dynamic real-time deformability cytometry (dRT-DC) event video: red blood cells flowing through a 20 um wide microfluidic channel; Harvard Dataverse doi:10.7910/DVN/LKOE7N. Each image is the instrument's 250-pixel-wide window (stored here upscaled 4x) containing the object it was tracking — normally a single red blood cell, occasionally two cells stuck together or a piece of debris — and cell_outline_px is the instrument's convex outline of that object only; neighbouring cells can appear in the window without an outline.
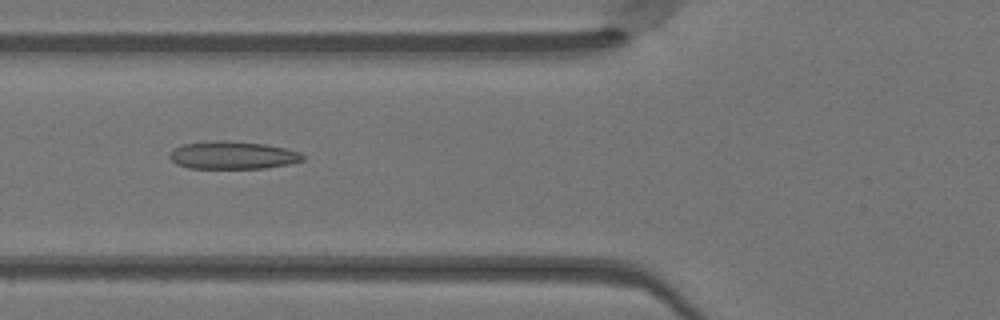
{"species": "Egyptian fruit bat (a non-hibernating species)", "species_latin": "Rousettus aegyptiacus", "temperature_condition": "warm", "stored_images_in_passage": 34, "camera_frame_rate_fps": 3000, "um_per_image_px": 0.085, "animal": {"sex": "female"}, "frame": {"image": 1, "passage_image": 4, "time_ms": 1.0, "image_size_px": [1000, 320], "cell_outline_px": [[304, 160], [288, 164], [264, 168], [188, 168], [176, 164], [168, 156], [172, 148], [180, 144], [212, 140], [232, 140], [264, 144], [284, 148], [300, 152], [304, 156]], "centroid_in_image_um": [19.72, 13.18], "position_along_channel_um": 106.1, "area_um2": 21.79}}
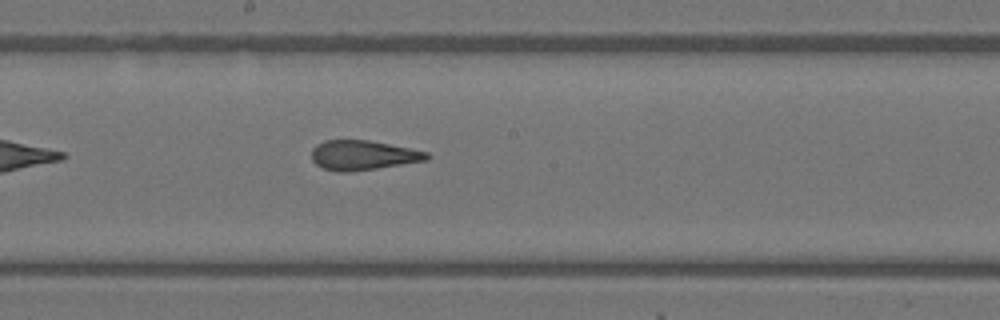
{"frame": {"image": 2, "passage_image": 12, "time_ms": 3.667, "image_size_px": [1000, 320], "cell_outline_px": [[432, 156], [428, 160], [376, 168], [348, 172], [336, 172], [324, 168], [316, 164], [312, 160], [312, 148], [316, 144], [324, 140], [368, 140], [428, 152]], "centroid_in_image_um": [30.84, 13.19], "position_along_channel_um": 217.4, "area_um2": 19.83}}
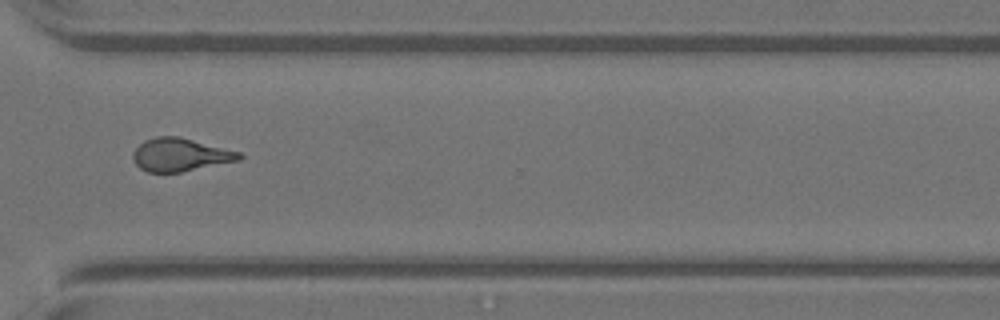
{"frame": {"image": 3, "passage_image": 22, "time_ms": 7.0, "image_size_px": [1000, 320], "cell_outline_px": [[244, 156], [240, 160], [180, 172], [148, 172], [140, 168], [132, 160], [132, 152], [144, 140], [156, 136], [180, 136], [240, 152]], "centroid_in_image_um": [15.3, 13.14], "position_along_channel_um": 355.3, "area_um2": 20.52}, "authors_computed_cell_mechanics": {"area_um2": 20.5479, "velocity_mm_per_s": 4.1537, "shape_relaxation_time_tau1_ms": null, "shape_relaxation_time_tau2_ms": 1.5952, "deformation_change_tau1": null, "deformation_change_tau2": 0.1004}}